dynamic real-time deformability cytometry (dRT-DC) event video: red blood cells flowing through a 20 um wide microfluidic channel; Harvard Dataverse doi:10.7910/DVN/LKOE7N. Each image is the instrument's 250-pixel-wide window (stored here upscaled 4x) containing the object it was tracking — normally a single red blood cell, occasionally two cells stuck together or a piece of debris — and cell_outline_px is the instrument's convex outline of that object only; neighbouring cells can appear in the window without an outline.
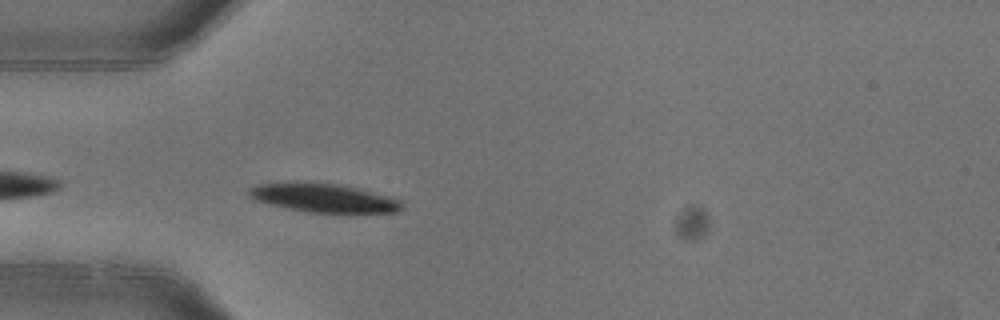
{"species": "common noctule bat (a hibernating species)", "species_latin": "Nyctalus noctula", "temperature_condition": "warm", "stored_images_in_passage": 5, "camera_frame_rate_fps": 3000, "um_per_image_px": 0.085, "animal": {"sex": "female"}, "frame": {"image": 1, "passage_image": 5, "time_ms": 1.333, "image_size_px": [1000, 320], "cell_outline_px": [[404, 208], [400, 212], [308, 212], [268, 204], [256, 200], [248, 196], [248, 188], [260, 184], [292, 180], [304, 180], [340, 184], [356, 188], [400, 200]], "centroid_in_image_um": [27.42, 16.78], "position_along_channel_um": 57.6, "area_um2": 25.84}}